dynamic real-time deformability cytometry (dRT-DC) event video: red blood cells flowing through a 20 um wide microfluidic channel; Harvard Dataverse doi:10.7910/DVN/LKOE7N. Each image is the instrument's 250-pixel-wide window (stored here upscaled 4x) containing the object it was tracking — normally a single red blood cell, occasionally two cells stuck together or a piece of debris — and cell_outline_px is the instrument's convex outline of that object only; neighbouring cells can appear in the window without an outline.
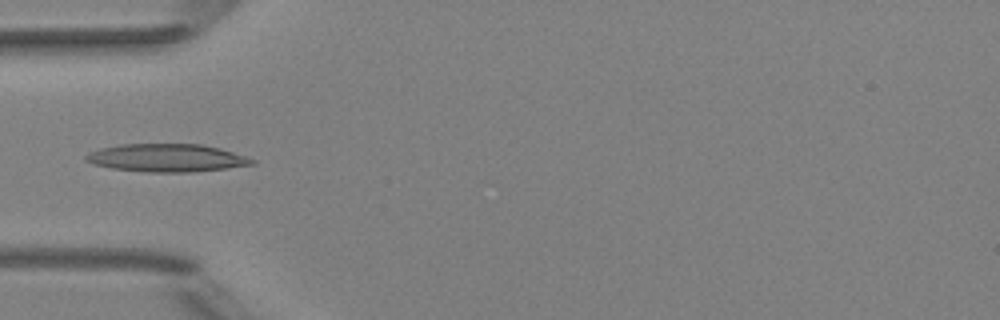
{"species": "Egyptian fruit bat (a non-hibernating species)", "species_latin": "Rousettus aegyptiacus", "temperature_condition": "room temperature", "stored_images_in_passage": 5, "camera_frame_rate_fps": 3000, "um_per_image_px": 0.085, "animal": {"sex": "female"}, "frame": {"image": 1, "passage_image": 4, "time_ms": 4.333, "image_size_px": [1000, 320], "cell_outline_px": [[256, 164], [196, 172], [148, 172], [112, 168], [92, 164], [84, 160], [84, 156], [88, 152], [100, 148], [120, 144], [200, 144], [220, 148], [248, 156], [256, 160]], "centroid_in_image_um": [14.18, 13.42], "position_along_channel_um": 70.8, "area_um2": 27.28}}
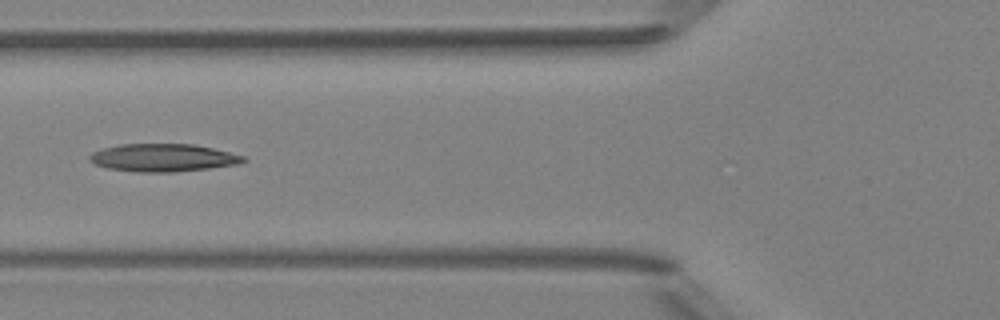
{"frame": {"image": 2, "passage_image": 5, "time_ms": 5.333, "image_size_px": [1000, 320], "cell_outline_px": [[248, 160], [240, 164], [176, 172], [136, 172], [108, 168], [96, 164], [88, 160], [88, 156], [92, 152], [104, 148], [120, 144], [196, 144], [244, 156]], "centroid_in_image_um": [13.86, 13.41], "position_along_channel_um": 111.9, "area_um2": 24.91}}